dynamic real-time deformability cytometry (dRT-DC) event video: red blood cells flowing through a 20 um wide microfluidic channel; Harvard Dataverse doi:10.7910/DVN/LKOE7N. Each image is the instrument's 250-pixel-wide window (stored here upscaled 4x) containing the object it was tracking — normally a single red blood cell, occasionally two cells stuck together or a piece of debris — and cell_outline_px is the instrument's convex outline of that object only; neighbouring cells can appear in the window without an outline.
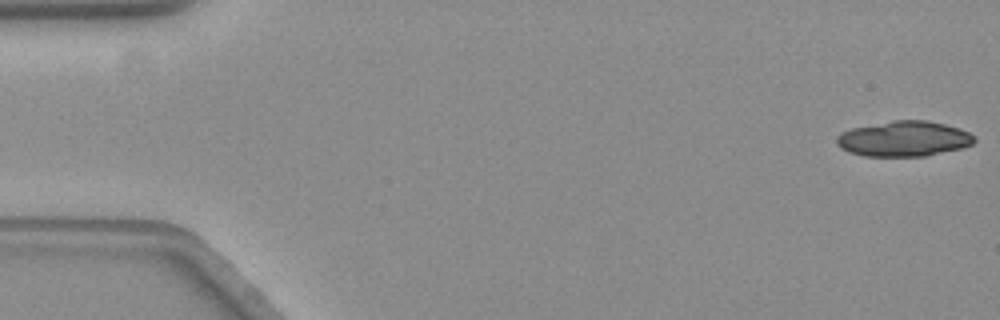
{"species": "common noctule bat (a hibernating species)", "species_latin": "Nyctalus noctula", "temperature_condition": "warm", "stored_images_in_passage": 22, "camera_frame_rate_fps": 3000, "um_per_image_px": 0.085, "animal": {"sex": "female", "body_mass_g": 19.3, "forearm_length_mm": 54.1}, "frame": {"image": 1, "passage_image": 1, "time_ms": 0.0, "image_size_px": [1000, 320], "cell_outline_px": [[976, 140], [972, 144], [960, 148], [928, 156], [864, 156], [848, 152], [840, 148], [836, 144], [836, 136], [840, 132], [852, 128], [892, 120], [924, 120], [944, 124], [968, 132]], "centroid_in_image_um": [76.76, 11.8], "position_along_channel_um": 8.2, "area_um2": 28.32}}